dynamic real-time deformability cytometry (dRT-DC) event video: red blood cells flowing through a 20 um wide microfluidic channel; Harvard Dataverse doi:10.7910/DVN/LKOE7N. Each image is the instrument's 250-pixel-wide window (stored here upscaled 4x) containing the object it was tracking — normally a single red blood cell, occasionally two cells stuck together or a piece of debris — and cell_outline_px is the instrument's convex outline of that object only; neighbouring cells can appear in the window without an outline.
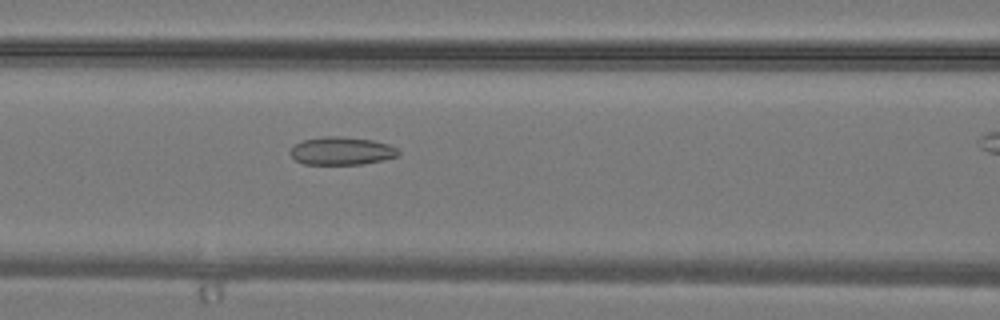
{"species": "common noctule bat (a hibernating species)", "species_latin": "Nyctalus noctula", "temperature_condition": "warm", "stored_images_in_passage": 30, "segment_of_instrument_passage": [1, 2], "camera_frame_rate_fps": 3000, "um_per_image_px": 0.085, "animal": {"sex": "male", "body_mass_g": 19.2, "forearm_length_mm": 51.8}, "frame": {"image": 1, "passage_image": 16, "time_ms": 5.0, "image_size_px": [1000, 320], "cell_outline_px": [[400, 156], [384, 160], [364, 164], [304, 164], [296, 160], [288, 152], [296, 144], [304, 140], [324, 136], [336, 136], [372, 140], [388, 144], [396, 148], [400, 152]], "centroid_in_image_um": [29.06, 12.84], "position_along_channel_um": 137.5, "area_um2": 17.57}}
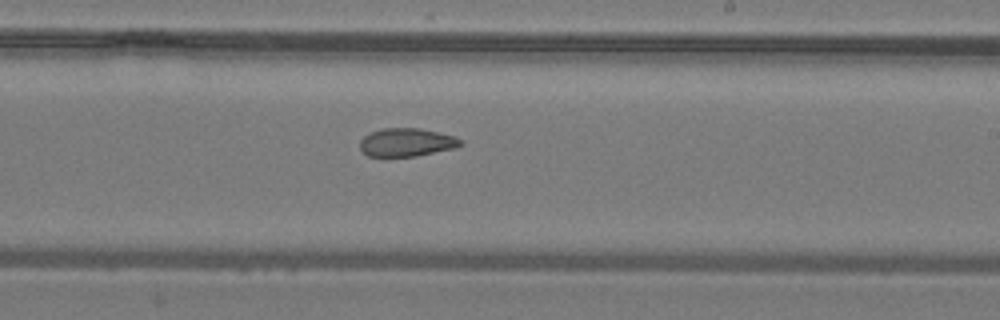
{"frame": {"image": 2, "passage_image": 22, "time_ms": 7.0, "image_size_px": [1000, 320], "cell_outline_px": [[464, 144], [456, 148], [416, 156], [368, 156], [360, 148], [360, 140], [368, 132], [380, 128], [420, 128], [456, 136]], "centroid_in_image_um": [34.57, 12.09], "position_along_channel_um": 254.4, "area_um2": 16.7}}
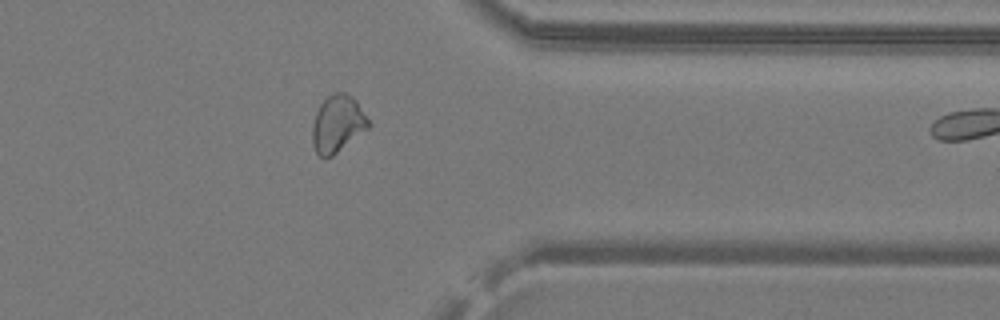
{"frame": {"image": 3, "passage_image": 29, "time_ms": 9.333, "image_size_px": [1000, 320], "cell_outline_px": [[372, 124], [368, 128], [332, 156], [324, 160], [316, 152], [312, 144], [312, 124], [316, 112], [320, 104], [328, 96], [336, 92], [344, 92], [352, 96], [356, 100]], "centroid_in_image_um": [28.68, 10.53], "position_along_channel_um": 382.7, "area_um2": 18.73}}